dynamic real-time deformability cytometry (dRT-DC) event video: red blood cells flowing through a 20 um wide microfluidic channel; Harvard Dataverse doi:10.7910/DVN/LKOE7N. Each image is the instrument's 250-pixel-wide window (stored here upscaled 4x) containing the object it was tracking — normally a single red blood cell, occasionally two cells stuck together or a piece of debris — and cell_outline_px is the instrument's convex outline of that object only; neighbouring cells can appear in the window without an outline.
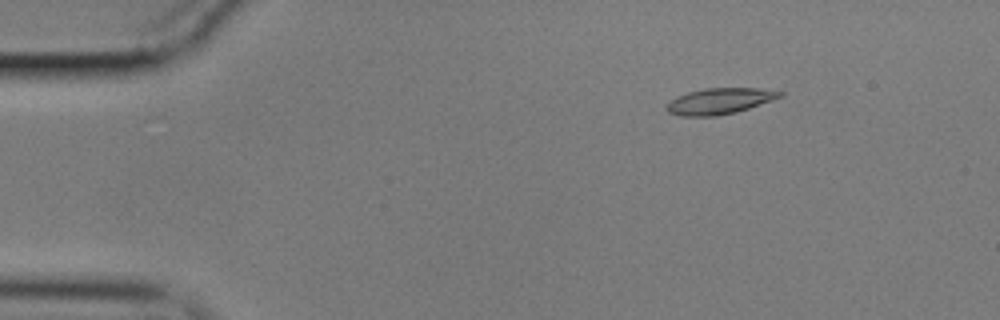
{"species": "common noctule bat (a hibernating species)", "species_latin": "Nyctalus noctula", "temperature_condition": "cold", "stored_images_in_passage": 49, "camera_frame_rate_fps": 3000, "um_per_image_px": 0.085, "animal": {"sex": "male", "body_mass_g": 17.9}, "frame": {"image": 1, "passage_image": 1, "time_ms": 0.0, "image_size_px": [1000, 320], "cell_outline_px": [[784, 96], [736, 112], [716, 116], [680, 116], [668, 112], [664, 108], [668, 100], [676, 96], [688, 92], [704, 88], [760, 88], [784, 92]], "centroid_in_image_um": [61.12, 8.59], "position_along_channel_um": 23.9, "area_um2": 17.34}}
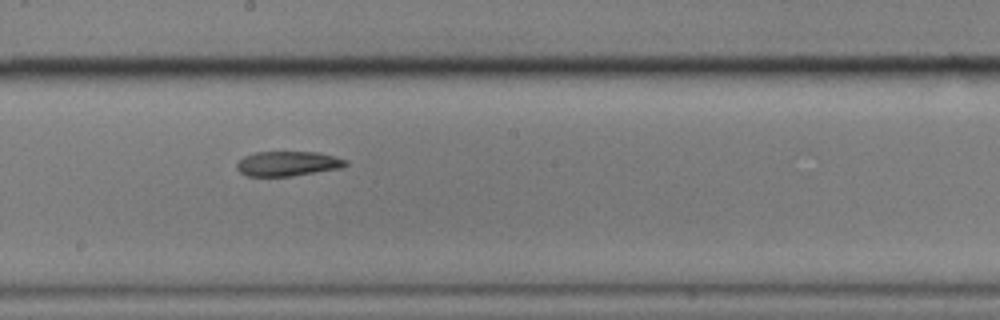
{"frame": {"image": 2, "passage_image": 24, "time_ms": 7.667, "image_size_px": [1000, 320], "cell_outline_px": [[348, 164], [340, 168], [292, 176], [248, 176], [240, 172], [236, 168], [236, 164], [244, 156], [256, 152], [320, 152], [336, 156], [348, 160]], "centroid_in_image_um": [24.48, 13.9], "position_along_channel_um": 223.7, "area_um2": 15.78}}
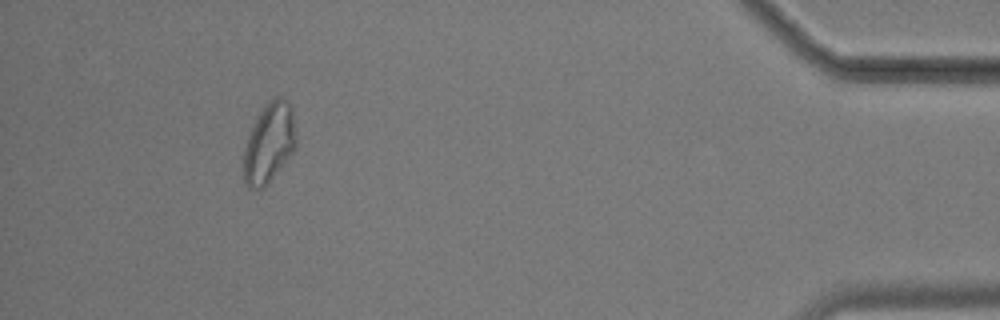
{"frame": {"image": 3, "passage_image": 45, "time_ms": 14.667, "image_size_px": [1000, 320], "cell_outline_px": [[296, 148], [264, 188], [248, 188], [244, 184], [244, 148], [252, 124], [264, 104], [268, 100], [276, 96], [284, 96], [292, 104], [296, 132]], "centroid_in_image_um": [22.89, 12.09], "position_along_channel_um": 412.3, "area_um2": 24.85}, "authors_computed_cell_mechanics": {"area_um2": 17.34, "velocity_mm_per_s": 3.5389, "shape_relaxation_time_tau1_ms": null, "shape_relaxation_time_tau2_ms": 11.3149, "deformation_change_tau1": null, "deformation_change_tau2": 0.1711}}